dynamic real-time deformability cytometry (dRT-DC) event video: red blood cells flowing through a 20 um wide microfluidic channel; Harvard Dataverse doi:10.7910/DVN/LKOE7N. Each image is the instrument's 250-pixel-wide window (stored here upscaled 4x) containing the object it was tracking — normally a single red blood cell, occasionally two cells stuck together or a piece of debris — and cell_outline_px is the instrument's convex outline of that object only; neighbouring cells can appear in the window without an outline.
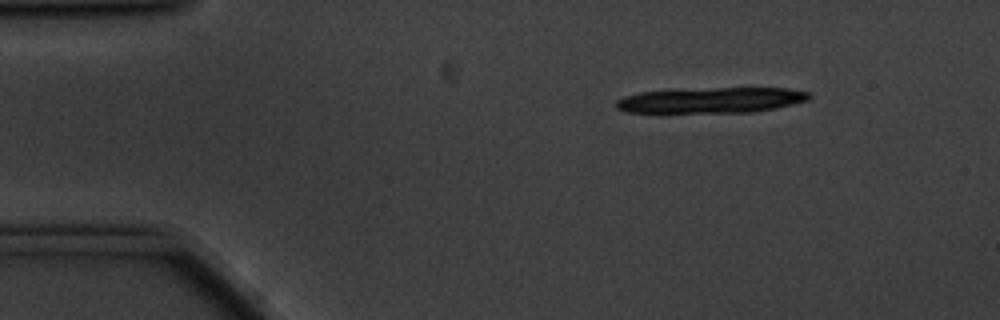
{"species": "common noctule bat (a hibernating species)", "species_latin": "Nyctalus noctula", "temperature_condition": "cold", "stored_images_in_passage": 4, "camera_frame_rate_fps": 3000, "um_per_image_px": 0.085, "animal": {"sex": "male", "body_mass_g": 20.1, "forearm_length_mm": 53.5}, "frame": {"image": 1, "passage_image": 1, "time_ms": 0.0, "image_size_px": [1000, 320], "cell_outline_px": [[812, 96], [808, 100], [772, 108], [752, 112], [628, 112], [616, 108], [616, 100], [624, 96], [640, 92], [716, 88], [788, 88], [808, 92]], "centroid_in_image_um": [60.45, 8.51], "position_along_channel_um": 24.5, "area_um2": 28.21}}